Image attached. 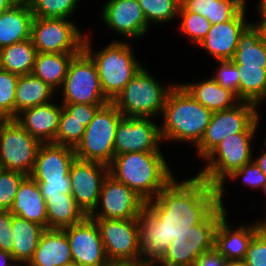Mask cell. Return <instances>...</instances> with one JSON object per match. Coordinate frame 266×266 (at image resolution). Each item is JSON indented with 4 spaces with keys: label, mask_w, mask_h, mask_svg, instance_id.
<instances>
[{
    "label": "cell",
    "mask_w": 266,
    "mask_h": 266,
    "mask_svg": "<svg viewBox=\"0 0 266 266\" xmlns=\"http://www.w3.org/2000/svg\"><path fill=\"white\" fill-rule=\"evenodd\" d=\"M73 262L67 235L63 229H46L38 242L30 266H63Z\"/></svg>",
    "instance_id": "d4e9b609"
},
{
    "label": "cell",
    "mask_w": 266,
    "mask_h": 266,
    "mask_svg": "<svg viewBox=\"0 0 266 266\" xmlns=\"http://www.w3.org/2000/svg\"><path fill=\"white\" fill-rule=\"evenodd\" d=\"M79 53H37L32 74L58 91L71 60Z\"/></svg>",
    "instance_id": "f546056e"
},
{
    "label": "cell",
    "mask_w": 266,
    "mask_h": 266,
    "mask_svg": "<svg viewBox=\"0 0 266 266\" xmlns=\"http://www.w3.org/2000/svg\"><path fill=\"white\" fill-rule=\"evenodd\" d=\"M159 122L152 117H123L116 128L115 156L127 152H163Z\"/></svg>",
    "instance_id": "9a60e30c"
},
{
    "label": "cell",
    "mask_w": 266,
    "mask_h": 266,
    "mask_svg": "<svg viewBox=\"0 0 266 266\" xmlns=\"http://www.w3.org/2000/svg\"><path fill=\"white\" fill-rule=\"evenodd\" d=\"M63 266H78V265H77V264H75L74 262H71L70 264L63 265Z\"/></svg>",
    "instance_id": "be15d7a7"
},
{
    "label": "cell",
    "mask_w": 266,
    "mask_h": 266,
    "mask_svg": "<svg viewBox=\"0 0 266 266\" xmlns=\"http://www.w3.org/2000/svg\"><path fill=\"white\" fill-rule=\"evenodd\" d=\"M228 266H248L245 260H233L229 261Z\"/></svg>",
    "instance_id": "9f6ffc18"
},
{
    "label": "cell",
    "mask_w": 266,
    "mask_h": 266,
    "mask_svg": "<svg viewBox=\"0 0 266 266\" xmlns=\"http://www.w3.org/2000/svg\"><path fill=\"white\" fill-rule=\"evenodd\" d=\"M62 105L75 118L93 119L97 110L105 104L62 103Z\"/></svg>",
    "instance_id": "bcb514c9"
},
{
    "label": "cell",
    "mask_w": 266,
    "mask_h": 266,
    "mask_svg": "<svg viewBox=\"0 0 266 266\" xmlns=\"http://www.w3.org/2000/svg\"><path fill=\"white\" fill-rule=\"evenodd\" d=\"M248 11L251 12L247 4L233 19L212 25L198 44L199 50H204L208 58L214 60L233 59L240 34L252 22L251 17L254 16H250Z\"/></svg>",
    "instance_id": "d6986e66"
},
{
    "label": "cell",
    "mask_w": 266,
    "mask_h": 266,
    "mask_svg": "<svg viewBox=\"0 0 266 266\" xmlns=\"http://www.w3.org/2000/svg\"><path fill=\"white\" fill-rule=\"evenodd\" d=\"M12 220L10 210H0V250L10 253L14 244Z\"/></svg>",
    "instance_id": "f6af8a7d"
},
{
    "label": "cell",
    "mask_w": 266,
    "mask_h": 266,
    "mask_svg": "<svg viewBox=\"0 0 266 266\" xmlns=\"http://www.w3.org/2000/svg\"><path fill=\"white\" fill-rule=\"evenodd\" d=\"M13 5L11 0H0V13L10 9Z\"/></svg>",
    "instance_id": "db71d44e"
},
{
    "label": "cell",
    "mask_w": 266,
    "mask_h": 266,
    "mask_svg": "<svg viewBox=\"0 0 266 266\" xmlns=\"http://www.w3.org/2000/svg\"><path fill=\"white\" fill-rule=\"evenodd\" d=\"M15 260L10 252L0 250V266H13Z\"/></svg>",
    "instance_id": "816d5d0a"
},
{
    "label": "cell",
    "mask_w": 266,
    "mask_h": 266,
    "mask_svg": "<svg viewBox=\"0 0 266 266\" xmlns=\"http://www.w3.org/2000/svg\"><path fill=\"white\" fill-rule=\"evenodd\" d=\"M138 2L151 28L155 29V25L170 26V23L178 20L181 0H138Z\"/></svg>",
    "instance_id": "d590c367"
},
{
    "label": "cell",
    "mask_w": 266,
    "mask_h": 266,
    "mask_svg": "<svg viewBox=\"0 0 266 266\" xmlns=\"http://www.w3.org/2000/svg\"><path fill=\"white\" fill-rule=\"evenodd\" d=\"M62 108V103L56 98L49 103L21 111L15 120L41 143H53L58 132Z\"/></svg>",
    "instance_id": "44dd1931"
},
{
    "label": "cell",
    "mask_w": 266,
    "mask_h": 266,
    "mask_svg": "<svg viewBox=\"0 0 266 266\" xmlns=\"http://www.w3.org/2000/svg\"><path fill=\"white\" fill-rule=\"evenodd\" d=\"M252 23L256 26L259 27L261 34H262V38L266 41V19H255L254 18L251 20Z\"/></svg>",
    "instance_id": "f5cc1de1"
},
{
    "label": "cell",
    "mask_w": 266,
    "mask_h": 266,
    "mask_svg": "<svg viewBox=\"0 0 266 266\" xmlns=\"http://www.w3.org/2000/svg\"><path fill=\"white\" fill-rule=\"evenodd\" d=\"M263 135H265V136L263 137L262 140L266 141V134L264 133Z\"/></svg>",
    "instance_id": "e7e4bbea"
},
{
    "label": "cell",
    "mask_w": 266,
    "mask_h": 266,
    "mask_svg": "<svg viewBox=\"0 0 266 266\" xmlns=\"http://www.w3.org/2000/svg\"><path fill=\"white\" fill-rule=\"evenodd\" d=\"M26 177L22 172L0 168V210L11 209L18 187Z\"/></svg>",
    "instance_id": "60d3db41"
},
{
    "label": "cell",
    "mask_w": 266,
    "mask_h": 266,
    "mask_svg": "<svg viewBox=\"0 0 266 266\" xmlns=\"http://www.w3.org/2000/svg\"><path fill=\"white\" fill-rule=\"evenodd\" d=\"M227 212L217 205L199 224L177 236L157 262L163 266H192L199 255L214 248L215 230Z\"/></svg>",
    "instance_id": "52a82bcc"
},
{
    "label": "cell",
    "mask_w": 266,
    "mask_h": 266,
    "mask_svg": "<svg viewBox=\"0 0 266 266\" xmlns=\"http://www.w3.org/2000/svg\"><path fill=\"white\" fill-rule=\"evenodd\" d=\"M100 21L106 30L115 36L112 41H137L149 35L151 27L146 21L138 0L100 1ZM110 30V31H109ZM119 39H118V38Z\"/></svg>",
    "instance_id": "8fae6325"
},
{
    "label": "cell",
    "mask_w": 266,
    "mask_h": 266,
    "mask_svg": "<svg viewBox=\"0 0 266 266\" xmlns=\"http://www.w3.org/2000/svg\"><path fill=\"white\" fill-rule=\"evenodd\" d=\"M12 215L19 216L47 229V207L39 184L27 176L19 185L14 203L10 209Z\"/></svg>",
    "instance_id": "cb8c5ba5"
},
{
    "label": "cell",
    "mask_w": 266,
    "mask_h": 266,
    "mask_svg": "<svg viewBox=\"0 0 266 266\" xmlns=\"http://www.w3.org/2000/svg\"><path fill=\"white\" fill-rule=\"evenodd\" d=\"M57 98V91L33 74L21 75L16 86L14 119L21 111L49 103Z\"/></svg>",
    "instance_id": "4316f807"
},
{
    "label": "cell",
    "mask_w": 266,
    "mask_h": 266,
    "mask_svg": "<svg viewBox=\"0 0 266 266\" xmlns=\"http://www.w3.org/2000/svg\"><path fill=\"white\" fill-rule=\"evenodd\" d=\"M163 153L127 152L116 155L108 165L109 175L148 202L176 176L177 169L170 166L173 162L167 160Z\"/></svg>",
    "instance_id": "3957f363"
},
{
    "label": "cell",
    "mask_w": 266,
    "mask_h": 266,
    "mask_svg": "<svg viewBox=\"0 0 266 266\" xmlns=\"http://www.w3.org/2000/svg\"><path fill=\"white\" fill-rule=\"evenodd\" d=\"M244 260L248 266H266V231L260 229L254 235Z\"/></svg>",
    "instance_id": "7bdbcfd3"
},
{
    "label": "cell",
    "mask_w": 266,
    "mask_h": 266,
    "mask_svg": "<svg viewBox=\"0 0 266 266\" xmlns=\"http://www.w3.org/2000/svg\"><path fill=\"white\" fill-rule=\"evenodd\" d=\"M37 51L30 39L0 49L1 69L16 75L32 74Z\"/></svg>",
    "instance_id": "d6a6232c"
},
{
    "label": "cell",
    "mask_w": 266,
    "mask_h": 266,
    "mask_svg": "<svg viewBox=\"0 0 266 266\" xmlns=\"http://www.w3.org/2000/svg\"><path fill=\"white\" fill-rule=\"evenodd\" d=\"M42 143L31 136L15 119L0 122V168L29 176Z\"/></svg>",
    "instance_id": "4fadbf2b"
},
{
    "label": "cell",
    "mask_w": 266,
    "mask_h": 266,
    "mask_svg": "<svg viewBox=\"0 0 266 266\" xmlns=\"http://www.w3.org/2000/svg\"><path fill=\"white\" fill-rule=\"evenodd\" d=\"M93 119H79L71 115L64 107L59 121L58 132L53 144L76 148L81 142L86 126Z\"/></svg>",
    "instance_id": "f35d334b"
},
{
    "label": "cell",
    "mask_w": 266,
    "mask_h": 266,
    "mask_svg": "<svg viewBox=\"0 0 266 266\" xmlns=\"http://www.w3.org/2000/svg\"><path fill=\"white\" fill-rule=\"evenodd\" d=\"M225 259L215 248L199 255L192 266H228Z\"/></svg>",
    "instance_id": "7dc6e473"
},
{
    "label": "cell",
    "mask_w": 266,
    "mask_h": 266,
    "mask_svg": "<svg viewBox=\"0 0 266 266\" xmlns=\"http://www.w3.org/2000/svg\"><path fill=\"white\" fill-rule=\"evenodd\" d=\"M252 5L254 7L250 6V8H255V10L254 12L253 10H250L252 11L251 15L254 13L255 17L258 16V19H266V0H254V4Z\"/></svg>",
    "instance_id": "681fc988"
},
{
    "label": "cell",
    "mask_w": 266,
    "mask_h": 266,
    "mask_svg": "<svg viewBox=\"0 0 266 266\" xmlns=\"http://www.w3.org/2000/svg\"><path fill=\"white\" fill-rule=\"evenodd\" d=\"M108 174L106 164L77 158L73 161L69 172L71 195L87 215L97 206L102 183Z\"/></svg>",
    "instance_id": "ac0fdd59"
},
{
    "label": "cell",
    "mask_w": 266,
    "mask_h": 266,
    "mask_svg": "<svg viewBox=\"0 0 266 266\" xmlns=\"http://www.w3.org/2000/svg\"><path fill=\"white\" fill-rule=\"evenodd\" d=\"M69 240L72 259L78 266H107L109 259L95 220L83 221L63 228Z\"/></svg>",
    "instance_id": "e0dca14e"
},
{
    "label": "cell",
    "mask_w": 266,
    "mask_h": 266,
    "mask_svg": "<svg viewBox=\"0 0 266 266\" xmlns=\"http://www.w3.org/2000/svg\"><path fill=\"white\" fill-rule=\"evenodd\" d=\"M33 13L29 5H13L0 13V49L31 38Z\"/></svg>",
    "instance_id": "484cf974"
},
{
    "label": "cell",
    "mask_w": 266,
    "mask_h": 266,
    "mask_svg": "<svg viewBox=\"0 0 266 266\" xmlns=\"http://www.w3.org/2000/svg\"><path fill=\"white\" fill-rule=\"evenodd\" d=\"M258 118V106L241 101L233 108L213 112L204 136L194 148V157L202 161L228 135L243 133Z\"/></svg>",
    "instance_id": "7c38bea8"
},
{
    "label": "cell",
    "mask_w": 266,
    "mask_h": 266,
    "mask_svg": "<svg viewBox=\"0 0 266 266\" xmlns=\"http://www.w3.org/2000/svg\"><path fill=\"white\" fill-rule=\"evenodd\" d=\"M109 262L139 260L137 219H94Z\"/></svg>",
    "instance_id": "2e32d148"
},
{
    "label": "cell",
    "mask_w": 266,
    "mask_h": 266,
    "mask_svg": "<svg viewBox=\"0 0 266 266\" xmlns=\"http://www.w3.org/2000/svg\"><path fill=\"white\" fill-rule=\"evenodd\" d=\"M107 266H149V261L134 260V261H113L109 262Z\"/></svg>",
    "instance_id": "f907efd6"
},
{
    "label": "cell",
    "mask_w": 266,
    "mask_h": 266,
    "mask_svg": "<svg viewBox=\"0 0 266 266\" xmlns=\"http://www.w3.org/2000/svg\"><path fill=\"white\" fill-rule=\"evenodd\" d=\"M13 266H30V263L15 262Z\"/></svg>",
    "instance_id": "91938a15"
},
{
    "label": "cell",
    "mask_w": 266,
    "mask_h": 266,
    "mask_svg": "<svg viewBox=\"0 0 266 266\" xmlns=\"http://www.w3.org/2000/svg\"><path fill=\"white\" fill-rule=\"evenodd\" d=\"M77 23L74 19L34 17L31 40L37 53H80L88 30Z\"/></svg>",
    "instance_id": "9c48e42d"
},
{
    "label": "cell",
    "mask_w": 266,
    "mask_h": 266,
    "mask_svg": "<svg viewBox=\"0 0 266 266\" xmlns=\"http://www.w3.org/2000/svg\"><path fill=\"white\" fill-rule=\"evenodd\" d=\"M145 206L143 198L108 174L102 183L97 206L88 216L92 219H137Z\"/></svg>",
    "instance_id": "5bb4252c"
},
{
    "label": "cell",
    "mask_w": 266,
    "mask_h": 266,
    "mask_svg": "<svg viewBox=\"0 0 266 266\" xmlns=\"http://www.w3.org/2000/svg\"><path fill=\"white\" fill-rule=\"evenodd\" d=\"M236 182L238 183L241 182V185L243 184L242 186L247 187L246 189L248 190H253L252 192L255 191L256 195L258 191H259L258 193L260 194V190L262 189L264 183L266 182V175L260 170V168L252 160L248 164L243 165L240 169L234 170L229 176H227L217 187L218 205H220L222 208L227 209V211L230 210L229 209L230 206H227L229 204L228 199L225 201V199L228 198L229 195V193H227L229 191L226 190L231 189L227 185H230V183L236 184Z\"/></svg>",
    "instance_id": "836d02e7"
},
{
    "label": "cell",
    "mask_w": 266,
    "mask_h": 266,
    "mask_svg": "<svg viewBox=\"0 0 266 266\" xmlns=\"http://www.w3.org/2000/svg\"><path fill=\"white\" fill-rule=\"evenodd\" d=\"M41 189L44 199L50 197L62 196V194H71L70 177H63V179L55 180H35Z\"/></svg>",
    "instance_id": "ee69618b"
},
{
    "label": "cell",
    "mask_w": 266,
    "mask_h": 266,
    "mask_svg": "<svg viewBox=\"0 0 266 266\" xmlns=\"http://www.w3.org/2000/svg\"><path fill=\"white\" fill-rule=\"evenodd\" d=\"M19 75L0 69V118L14 119L16 86Z\"/></svg>",
    "instance_id": "ab89813d"
},
{
    "label": "cell",
    "mask_w": 266,
    "mask_h": 266,
    "mask_svg": "<svg viewBox=\"0 0 266 266\" xmlns=\"http://www.w3.org/2000/svg\"><path fill=\"white\" fill-rule=\"evenodd\" d=\"M263 110L258 111V118L243 132L228 135L202 161L194 174L218 187L234 170L252 161L256 147L257 134L262 132ZM259 132V133H258ZM254 144V145H253ZM203 162V164H202ZM198 170V171H196Z\"/></svg>",
    "instance_id": "5b68a950"
},
{
    "label": "cell",
    "mask_w": 266,
    "mask_h": 266,
    "mask_svg": "<svg viewBox=\"0 0 266 266\" xmlns=\"http://www.w3.org/2000/svg\"><path fill=\"white\" fill-rule=\"evenodd\" d=\"M149 266H163L159 264L158 262H149Z\"/></svg>",
    "instance_id": "6125c7cd"
},
{
    "label": "cell",
    "mask_w": 266,
    "mask_h": 266,
    "mask_svg": "<svg viewBox=\"0 0 266 266\" xmlns=\"http://www.w3.org/2000/svg\"><path fill=\"white\" fill-rule=\"evenodd\" d=\"M94 31L88 30L83 50L94 61L100 79L104 95L112 102L114 98L125 88L126 84L148 61H141L134 50V42L112 41L103 47L96 48L94 45ZM141 61V62H140Z\"/></svg>",
    "instance_id": "277c9868"
},
{
    "label": "cell",
    "mask_w": 266,
    "mask_h": 266,
    "mask_svg": "<svg viewBox=\"0 0 266 266\" xmlns=\"http://www.w3.org/2000/svg\"><path fill=\"white\" fill-rule=\"evenodd\" d=\"M239 73V99L256 104L266 98V69L236 65Z\"/></svg>",
    "instance_id": "e575fe53"
},
{
    "label": "cell",
    "mask_w": 266,
    "mask_h": 266,
    "mask_svg": "<svg viewBox=\"0 0 266 266\" xmlns=\"http://www.w3.org/2000/svg\"><path fill=\"white\" fill-rule=\"evenodd\" d=\"M232 60L235 65L266 69V41L259 27L252 22L240 34Z\"/></svg>",
    "instance_id": "83f0119b"
},
{
    "label": "cell",
    "mask_w": 266,
    "mask_h": 266,
    "mask_svg": "<svg viewBox=\"0 0 266 266\" xmlns=\"http://www.w3.org/2000/svg\"><path fill=\"white\" fill-rule=\"evenodd\" d=\"M57 98L61 103L111 102L104 95L94 61L84 50L71 60L63 85L57 91Z\"/></svg>",
    "instance_id": "30bf717a"
},
{
    "label": "cell",
    "mask_w": 266,
    "mask_h": 266,
    "mask_svg": "<svg viewBox=\"0 0 266 266\" xmlns=\"http://www.w3.org/2000/svg\"><path fill=\"white\" fill-rule=\"evenodd\" d=\"M215 65L214 72L209 76L216 81L221 87L229 89L239 98V73L237 66L232 59L213 60Z\"/></svg>",
    "instance_id": "b9f144b4"
},
{
    "label": "cell",
    "mask_w": 266,
    "mask_h": 266,
    "mask_svg": "<svg viewBox=\"0 0 266 266\" xmlns=\"http://www.w3.org/2000/svg\"><path fill=\"white\" fill-rule=\"evenodd\" d=\"M14 5H29L31 0H11Z\"/></svg>",
    "instance_id": "6f0895ef"
},
{
    "label": "cell",
    "mask_w": 266,
    "mask_h": 266,
    "mask_svg": "<svg viewBox=\"0 0 266 266\" xmlns=\"http://www.w3.org/2000/svg\"><path fill=\"white\" fill-rule=\"evenodd\" d=\"M45 201L47 229H63L83 221L88 216L71 194L50 197Z\"/></svg>",
    "instance_id": "1f68e13d"
},
{
    "label": "cell",
    "mask_w": 266,
    "mask_h": 266,
    "mask_svg": "<svg viewBox=\"0 0 266 266\" xmlns=\"http://www.w3.org/2000/svg\"><path fill=\"white\" fill-rule=\"evenodd\" d=\"M260 141H261L260 145H263V147L258 146V147H260V148H257L258 150L257 149L255 150V148H254L252 160L260 168V170L266 175V141H264V140L262 141V138ZM255 151H257V152H255ZM258 151H260V152H258Z\"/></svg>",
    "instance_id": "c3c4849f"
},
{
    "label": "cell",
    "mask_w": 266,
    "mask_h": 266,
    "mask_svg": "<svg viewBox=\"0 0 266 266\" xmlns=\"http://www.w3.org/2000/svg\"><path fill=\"white\" fill-rule=\"evenodd\" d=\"M81 2L87 0H31L29 7L34 17L77 19L78 8H83Z\"/></svg>",
    "instance_id": "74e56055"
},
{
    "label": "cell",
    "mask_w": 266,
    "mask_h": 266,
    "mask_svg": "<svg viewBox=\"0 0 266 266\" xmlns=\"http://www.w3.org/2000/svg\"><path fill=\"white\" fill-rule=\"evenodd\" d=\"M75 159V150L72 147L42 143L29 176L33 180H55L70 177V168Z\"/></svg>",
    "instance_id": "7402d4cb"
},
{
    "label": "cell",
    "mask_w": 266,
    "mask_h": 266,
    "mask_svg": "<svg viewBox=\"0 0 266 266\" xmlns=\"http://www.w3.org/2000/svg\"><path fill=\"white\" fill-rule=\"evenodd\" d=\"M212 114L177 82L167 95L159 119L164 146L182 143L193 151L204 136Z\"/></svg>",
    "instance_id": "7a4b0ae2"
},
{
    "label": "cell",
    "mask_w": 266,
    "mask_h": 266,
    "mask_svg": "<svg viewBox=\"0 0 266 266\" xmlns=\"http://www.w3.org/2000/svg\"><path fill=\"white\" fill-rule=\"evenodd\" d=\"M266 208H264L263 210H265ZM266 213L263 212L262 216L258 215L259 217H256L258 220V223L260 225V229L263 231H266V215H264Z\"/></svg>",
    "instance_id": "11a10c76"
},
{
    "label": "cell",
    "mask_w": 266,
    "mask_h": 266,
    "mask_svg": "<svg viewBox=\"0 0 266 266\" xmlns=\"http://www.w3.org/2000/svg\"><path fill=\"white\" fill-rule=\"evenodd\" d=\"M262 105H263V106L266 105V98H265V99L260 103V105L258 106V111H260V110L262 109V107H263Z\"/></svg>",
    "instance_id": "94428289"
},
{
    "label": "cell",
    "mask_w": 266,
    "mask_h": 266,
    "mask_svg": "<svg viewBox=\"0 0 266 266\" xmlns=\"http://www.w3.org/2000/svg\"><path fill=\"white\" fill-rule=\"evenodd\" d=\"M250 0H181L189 12L207 18L212 25L233 19Z\"/></svg>",
    "instance_id": "4dcf8cb0"
},
{
    "label": "cell",
    "mask_w": 266,
    "mask_h": 266,
    "mask_svg": "<svg viewBox=\"0 0 266 266\" xmlns=\"http://www.w3.org/2000/svg\"><path fill=\"white\" fill-rule=\"evenodd\" d=\"M228 211L215 230L214 248L228 261L243 260L254 235L260 230L257 218L233 224ZM239 224V225H238ZM234 225V226H233ZM236 226V227H235Z\"/></svg>",
    "instance_id": "ffe728a7"
},
{
    "label": "cell",
    "mask_w": 266,
    "mask_h": 266,
    "mask_svg": "<svg viewBox=\"0 0 266 266\" xmlns=\"http://www.w3.org/2000/svg\"><path fill=\"white\" fill-rule=\"evenodd\" d=\"M123 117L112 102L100 107L86 126L81 142L74 149L76 158L109 165L115 157L116 128Z\"/></svg>",
    "instance_id": "ba28073f"
},
{
    "label": "cell",
    "mask_w": 266,
    "mask_h": 266,
    "mask_svg": "<svg viewBox=\"0 0 266 266\" xmlns=\"http://www.w3.org/2000/svg\"><path fill=\"white\" fill-rule=\"evenodd\" d=\"M178 26L175 27V34L181 35L186 41L198 46V44L205 38L208 31L211 29L212 24L210 21L194 12L187 11L182 5L178 14ZM178 30V31H177Z\"/></svg>",
    "instance_id": "8d00e7d4"
},
{
    "label": "cell",
    "mask_w": 266,
    "mask_h": 266,
    "mask_svg": "<svg viewBox=\"0 0 266 266\" xmlns=\"http://www.w3.org/2000/svg\"><path fill=\"white\" fill-rule=\"evenodd\" d=\"M148 64L139 69L112 101L124 117H152L159 120L167 95L177 83L174 80L161 82L149 70Z\"/></svg>",
    "instance_id": "8992f818"
},
{
    "label": "cell",
    "mask_w": 266,
    "mask_h": 266,
    "mask_svg": "<svg viewBox=\"0 0 266 266\" xmlns=\"http://www.w3.org/2000/svg\"><path fill=\"white\" fill-rule=\"evenodd\" d=\"M190 174H176L154 199L146 202L137 218L139 259L157 262L177 236L199 224L218 205L217 187Z\"/></svg>",
    "instance_id": "6da1fadb"
},
{
    "label": "cell",
    "mask_w": 266,
    "mask_h": 266,
    "mask_svg": "<svg viewBox=\"0 0 266 266\" xmlns=\"http://www.w3.org/2000/svg\"><path fill=\"white\" fill-rule=\"evenodd\" d=\"M261 192L263 194L262 196H264V198H265L266 197V182L264 183L262 189L260 190V193ZM264 200H265L264 203L266 204V198ZM262 207H266V205L265 206H262Z\"/></svg>",
    "instance_id": "680465c9"
},
{
    "label": "cell",
    "mask_w": 266,
    "mask_h": 266,
    "mask_svg": "<svg viewBox=\"0 0 266 266\" xmlns=\"http://www.w3.org/2000/svg\"><path fill=\"white\" fill-rule=\"evenodd\" d=\"M197 81V82H196ZM177 81L198 103L212 112L233 108L241 102L235 93L221 87L209 75L203 79Z\"/></svg>",
    "instance_id": "603a6c76"
},
{
    "label": "cell",
    "mask_w": 266,
    "mask_h": 266,
    "mask_svg": "<svg viewBox=\"0 0 266 266\" xmlns=\"http://www.w3.org/2000/svg\"><path fill=\"white\" fill-rule=\"evenodd\" d=\"M12 230L14 244L11 254L15 262L29 263L46 228L13 215Z\"/></svg>",
    "instance_id": "f1b7e54d"
}]
</instances>
